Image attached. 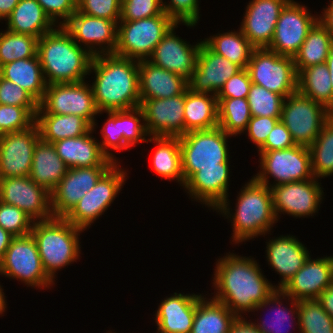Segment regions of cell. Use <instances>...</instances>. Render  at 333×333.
<instances>
[{"mask_svg": "<svg viewBox=\"0 0 333 333\" xmlns=\"http://www.w3.org/2000/svg\"><path fill=\"white\" fill-rule=\"evenodd\" d=\"M212 298L224 303L237 317L253 312L275 291L253 257L226 253L215 263Z\"/></svg>", "mask_w": 333, "mask_h": 333, "instance_id": "obj_1", "label": "cell"}, {"mask_svg": "<svg viewBox=\"0 0 333 333\" xmlns=\"http://www.w3.org/2000/svg\"><path fill=\"white\" fill-rule=\"evenodd\" d=\"M98 111L127 110L140 106L139 61L115 54L93 56L90 74Z\"/></svg>", "mask_w": 333, "mask_h": 333, "instance_id": "obj_2", "label": "cell"}, {"mask_svg": "<svg viewBox=\"0 0 333 333\" xmlns=\"http://www.w3.org/2000/svg\"><path fill=\"white\" fill-rule=\"evenodd\" d=\"M236 198L235 211L231 209L228 197L215 210L232 223V242L239 246L258 236L272 235L273 225L278 221L273 210L271 189L252 177Z\"/></svg>", "mask_w": 333, "mask_h": 333, "instance_id": "obj_3", "label": "cell"}, {"mask_svg": "<svg viewBox=\"0 0 333 333\" xmlns=\"http://www.w3.org/2000/svg\"><path fill=\"white\" fill-rule=\"evenodd\" d=\"M37 55L47 85L85 81L93 58L64 26H56L38 39Z\"/></svg>", "mask_w": 333, "mask_h": 333, "instance_id": "obj_4", "label": "cell"}, {"mask_svg": "<svg viewBox=\"0 0 333 333\" xmlns=\"http://www.w3.org/2000/svg\"><path fill=\"white\" fill-rule=\"evenodd\" d=\"M84 231L65 218L34 221L31 234L36 240L44 270L53 281L57 271L79 259V239Z\"/></svg>", "mask_w": 333, "mask_h": 333, "instance_id": "obj_5", "label": "cell"}, {"mask_svg": "<svg viewBox=\"0 0 333 333\" xmlns=\"http://www.w3.org/2000/svg\"><path fill=\"white\" fill-rule=\"evenodd\" d=\"M231 137L219 126L180 136L184 181L201 168L220 167V163L230 162L228 139Z\"/></svg>", "mask_w": 333, "mask_h": 333, "instance_id": "obj_6", "label": "cell"}, {"mask_svg": "<svg viewBox=\"0 0 333 333\" xmlns=\"http://www.w3.org/2000/svg\"><path fill=\"white\" fill-rule=\"evenodd\" d=\"M176 23L168 15L135 21H119L114 54L129 59L148 60L156 45Z\"/></svg>", "mask_w": 333, "mask_h": 333, "instance_id": "obj_7", "label": "cell"}, {"mask_svg": "<svg viewBox=\"0 0 333 333\" xmlns=\"http://www.w3.org/2000/svg\"><path fill=\"white\" fill-rule=\"evenodd\" d=\"M0 275L23 282L27 287L45 290L55 282L47 275L32 234L12 239L3 259L0 261ZM45 288V289H43Z\"/></svg>", "mask_w": 333, "mask_h": 333, "instance_id": "obj_8", "label": "cell"}, {"mask_svg": "<svg viewBox=\"0 0 333 333\" xmlns=\"http://www.w3.org/2000/svg\"><path fill=\"white\" fill-rule=\"evenodd\" d=\"M258 155L260 170L253 178L269 188L314 178L309 147L295 145L282 150L258 152ZM270 178H273V183Z\"/></svg>", "mask_w": 333, "mask_h": 333, "instance_id": "obj_9", "label": "cell"}, {"mask_svg": "<svg viewBox=\"0 0 333 333\" xmlns=\"http://www.w3.org/2000/svg\"><path fill=\"white\" fill-rule=\"evenodd\" d=\"M332 116L326 107L296 91L285 98L280 120L296 145L309 147Z\"/></svg>", "mask_w": 333, "mask_h": 333, "instance_id": "obj_10", "label": "cell"}, {"mask_svg": "<svg viewBox=\"0 0 333 333\" xmlns=\"http://www.w3.org/2000/svg\"><path fill=\"white\" fill-rule=\"evenodd\" d=\"M114 163L97 181L96 185L78 201L65 219L83 230L91 227L111 206L122 191L128 177L127 170Z\"/></svg>", "mask_w": 333, "mask_h": 333, "instance_id": "obj_11", "label": "cell"}, {"mask_svg": "<svg viewBox=\"0 0 333 333\" xmlns=\"http://www.w3.org/2000/svg\"><path fill=\"white\" fill-rule=\"evenodd\" d=\"M87 83V80H85L47 85L37 113L74 114L84 118L95 130L98 124L96 122L97 115L104 113L98 111L92 86Z\"/></svg>", "mask_w": 333, "mask_h": 333, "instance_id": "obj_12", "label": "cell"}, {"mask_svg": "<svg viewBox=\"0 0 333 333\" xmlns=\"http://www.w3.org/2000/svg\"><path fill=\"white\" fill-rule=\"evenodd\" d=\"M246 69L253 84L284 98L297 91L298 74L293 57L281 56L267 48H255Z\"/></svg>", "mask_w": 333, "mask_h": 333, "instance_id": "obj_13", "label": "cell"}, {"mask_svg": "<svg viewBox=\"0 0 333 333\" xmlns=\"http://www.w3.org/2000/svg\"><path fill=\"white\" fill-rule=\"evenodd\" d=\"M305 4L290 0L281 10L273 39L267 49L281 56L293 57L298 53L309 30L318 21Z\"/></svg>", "mask_w": 333, "mask_h": 333, "instance_id": "obj_14", "label": "cell"}, {"mask_svg": "<svg viewBox=\"0 0 333 333\" xmlns=\"http://www.w3.org/2000/svg\"><path fill=\"white\" fill-rule=\"evenodd\" d=\"M318 181L313 178L270 187L277 221L282 214L305 218L318 213L324 199V188Z\"/></svg>", "mask_w": 333, "mask_h": 333, "instance_id": "obj_15", "label": "cell"}, {"mask_svg": "<svg viewBox=\"0 0 333 333\" xmlns=\"http://www.w3.org/2000/svg\"><path fill=\"white\" fill-rule=\"evenodd\" d=\"M0 201L18 207L34 221L53 218L51 193L29 176L0 178Z\"/></svg>", "mask_w": 333, "mask_h": 333, "instance_id": "obj_16", "label": "cell"}, {"mask_svg": "<svg viewBox=\"0 0 333 333\" xmlns=\"http://www.w3.org/2000/svg\"><path fill=\"white\" fill-rule=\"evenodd\" d=\"M64 27L74 41L92 55L114 54L117 45V23L76 11Z\"/></svg>", "mask_w": 333, "mask_h": 333, "instance_id": "obj_17", "label": "cell"}, {"mask_svg": "<svg viewBox=\"0 0 333 333\" xmlns=\"http://www.w3.org/2000/svg\"><path fill=\"white\" fill-rule=\"evenodd\" d=\"M41 139L38 125L0 137V178L29 176L33 153Z\"/></svg>", "mask_w": 333, "mask_h": 333, "instance_id": "obj_18", "label": "cell"}, {"mask_svg": "<svg viewBox=\"0 0 333 333\" xmlns=\"http://www.w3.org/2000/svg\"><path fill=\"white\" fill-rule=\"evenodd\" d=\"M185 91L168 99L140 100L149 136L180 137L185 135Z\"/></svg>", "mask_w": 333, "mask_h": 333, "instance_id": "obj_19", "label": "cell"}, {"mask_svg": "<svg viewBox=\"0 0 333 333\" xmlns=\"http://www.w3.org/2000/svg\"><path fill=\"white\" fill-rule=\"evenodd\" d=\"M181 24L174 25L156 45L150 62L182 76L187 81L190 79L194 69L196 68L198 53L203 42L202 39L196 44L181 39L176 35L175 29Z\"/></svg>", "mask_w": 333, "mask_h": 333, "instance_id": "obj_20", "label": "cell"}, {"mask_svg": "<svg viewBox=\"0 0 333 333\" xmlns=\"http://www.w3.org/2000/svg\"><path fill=\"white\" fill-rule=\"evenodd\" d=\"M333 283V255L313 259L311 255L303 267L280 288L296 301L318 299Z\"/></svg>", "mask_w": 333, "mask_h": 333, "instance_id": "obj_21", "label": "cell"}, {"mask_svg": "<svg viewBox=\"0 0 333 333\" xmlns=\"http://www.w3.org/2000/svg\"><path fill=\"white\" fill-rule=\"evenodd\" d=\"M290 0H251L241 21V32L255 48H267L281 10Z\"/></svg>", "mask_w": 333, "mask_h": 333, "instance_id": "obj_22", "label": "cell"}, {"mask_svg": "<svg viewBox=\"0 0 333 333\" xmlns=\"http://www.w3.org/2000/svg\"><path fill=\"white\" fill-rule=\"evenodd\" d=\"M241 70L239 65L214 53L202 42L196 68L187 81L188 89L195 93L216 95L224 83Z\"/></svg>", "mask_w": 333, "mask_h": 333, "instance_id": "obj_23", "label": "cell"}, {"mask_svg": "<svg viewBox=\"0 0 333 333\" xmlns=\"http://www.w3.org/2000/svg\"><path fill=\"white\" fill-rule=\"evenodd\" d=\"M230 162L220 163V167L201 168L193 173L183 186L192 201L215 211L229 198ZM212 208V209H211Z\"/></svg>", "mask_w": 333, "mask_h": 333, "instance_id": "obj_24", "label": "cell"}, {"mask_svg": "<svg viewBox=\"0 0 333 333\" xmlns=\"http://www.w3.org/2000/svg\"><path fill=\"white\" fill-rule=\"evenodd\" d=\"M267 263L280 275L276 289L282 288L303 267L310 253L296 236L280 235L266 242Z\"/></svg>", "mask_w": 333, "mask_h": 333, "instance_id": "obj_25", "label": "cell"}, {"mask_svg": "<svg viewBox=\"0 0 333 333\" xmlns=\"http://www.w3.org/2000/svg\"><path fill=\"white\" fill-rule=\"evenodd\" d=\"M202 294L174 292L162 299L155 311L157 333H190L196 306ZM155 332V333H156Z\"/></svg>", "mask_w": 333, "mask_h": 333, "instance_id": "obj_26", "label": "cell"}, {"mask_svg": "<svg viewBox=\"0 0 333 333\" xmlns=\"http://www.w3.org/2000/svg\"><path fill=\"white\" fill-rule=\"evenodd\" d=\"M93 128L86 134L75 138H66L54 143L58 156L68 168L112 166L115 162L110 160L101 150L100 141L94 138Z\"/></svg>", "mask_w": 333, "mask_h": 333, "instance_id": "obj_27", "label": "cell"}, {"mask_svg": "<svg viewBox=\"0 0 333 333\" xmlns=\"http://www.w3.org/2000/svg\"><path fill=\"white\" fill-rule=\"evenodd\" d=\"M188 88L187 80L156 66L149 60L139 61L140 100L168 99L182 94Z\"/></svg>", "mask_w": 333, "mask_h": 333, "instance_id": "obj_28", "label": "cell"}, {"mask_svg": "<svg viewBox=\"0 0 333 333\" xmlns=\"http://www.w3.org/2000/svg\"><path fill=\"white\" fill-rule=\"evenodd\" d=\"M67 170L68 167L58 156L54 145L40 139L34 149L29 177L51 193Z\"/></svg>", "mask_w": 333, "mask_h": 333, "instance_id": "obj_29", "label": "cell"}, {"mask_svg": "<svg viewBox=\"0 0 333 333\" xmlns=\"http://www.w3.org/2000/svg\"><path fill=\"white\" fill-rule=\"evenodd\" d=\"M0 76L19 85L38 103L42 101L47 84L38 55L6 63L0 67Z\"/></svg>", "mask_w": 333, "mask_h": 333, "instance_id": "obj_30", "label": "cell"}, {"mask_svg": "<svg viewBox=\"0 0 333 333\" xmlns=\"http://www.w3.org/2000/svg\"><path fill=\"white\" fill-rule=\"evenodd\" d=\"M5 21L7 30L38 39L56 27L37 0H20Z\"/></svg>", "mask_w": 333, "mask_h": 333, "instance_id": "obj_31", "label": "cell"}, {"mask_svg": "<svg viewBox=\"0 0 333 333\" xmlns=\"http://www.w3.org/2000/svg\"><path fill=\"white\" fill-rule=\"evenodd\" d=\"M148 142L157 146L152 156L153 171L160 178L176 181L184 186L179 137L149 136Z\"/></svg>", "mask_w": 333, "mask_h": 333, "instance_id": "obj_32", "label": "cell"}, {"mask_svg": "<svg viewBox=\"0 0 333 333\" xmlns=\"http://www.w3.org/2000/svg\"><path fill=\"white\" fill-rule=\"evenodd\" d=\"M185 134L194 130L218 127V99L210 93H195L185 90Z\"/></svg>", "mask_w": 333, "mask_h": 333, "instance_id": "obj_33", "label": "cell"}, {"mask_svg": "<svg viewBox=\"0 0 333 333\" xmlns=\"http://www.w3.org/2000/svg\"><path fill=\"white\" fill-rule=\"evenodd\" d=\"M236 319L237 316L224 303L202 295L197 302L190 333H229Z\"/></svg>", "mask_w": 333, "mask_h": 333, "instance_id": "obj_34", "label": "cell"}, {"mask_svg": "<svg viewBox=\"0 0 333 333\" xmlns=\"http://www.w3.org/2000/svg\"><path fill=\"white\" fill-rule=\"evenodd\" d=\"M290 306V308H287L288 306L283 305V301L285 300ZM271 305V306H270ZM283 305V306H282ZM267 307H271L270 311H274L273 317H270L271 319L268 321V319L260 320L257 323L256 320L253 322L255 327L261 332V333H288L287 329L289 327H295L292 324H296L298 326V301L292 299L287 294H285L281 289H275V291L267 298L266 301H264L262 304H259L253 312H257L258 310L263 311V309H268ZM272 311V313H273ZM270 314V313H269ZM294 321H293V320ZM297 319V320H296ZM267 320V321H266ZM292 320V322H291ZM297 321V323H296ZM269 322V323H268ZM295 322V323H293ZM288 324H291L288 325Z\"/></svg>", "mask_w": 333, "mask_h": 333, "instance_id": "obj_35", "label": "cell"}, {"mask_svg": "<svg viewBox=\"0 0 333 333\" xmlns=\"http://www.w3.org/2000/svg\"><path fill=\"white\" fill-rule=\"evenodd\" d=\"M35 123L38 125L41 139L48 143L79 137L92 128L84 118L74 114L37 113Z\"/></svg>", "mask_w": 333, "mask_h": 333, "instance_id": "obj_36", "label": "cell"}, {"mask_svg": "<svg viewBox=\"0 0 333 333\" xmlns=\"http://www.w3.org/2000/svg\"><path fill=\"white\" fill-rule=\"evenodd\" d=\"M297 91L333 113V87L326 63L301 70L297 78Z\"/></svg>", "mask_w": 333, "mask_h": 333, "instance_id": "obj_37", "label": "cell"}, {"mask_svg": "<svg viewBox=\"0 0 333 333\" xmlns=\"http://www.w3.org/2000/svg\"><path fill=\"white\" fill-rule=\"evenodd\" d=\"M203 43L214 53L227 58L230 62L247 68L255 47L238 28L237 31L217 33L203 39Z\"/></svg>", "mask_w": 333, "mask_h": 333, "instance_id": "obj_38", "label": "cell"}, {"mask_svg": "<svg viewBox=\"0 0 333 333\" xmlns=\"http://www.w3.org/2000/svg\"><path fill=\"white\" fill-rule=\"evenodd\" d=\"M332 43V35L317 21L293 58L297 74L304 68L326 63Z\"/></svg>", "mask_w": 333, "mask_h": 333, "instance_id": "obj_39", "label": "cell"}, {"mask_svg": "<svg viewBox=\"0 0 333 333\" xmlns=\"http://www.w3.org/2000/svg\"><path fill=\"white\" fill-rule=\"evenodd\" d=\"M252 117L246 98L218 99V126L227 134L240 136Z\"/></svg>", "mask_w": 333, "mask_h": 333, "instance_id": "obj_40", "label": "cell"}, {"mask_svg": "<svg viewBox=\"0 0 333 333\" xmlns=\"http://www.w3.org/2000/svg\"><path fill=\"white\" fill-rule=\"evenodd\" d=\"M314 178L321 181L333 175V116L323 126L314 143L309 146Z\"/></svg>", "mask_w": 333, "mask_h": 333, "instance_id": "obj_41", "label": "cell"}, {"mask_svg": "<svg viewBox=\"0 0 333 333\" xmlns=\"http://www.w3.org/2000/svg\"><path fill=\"white\" fill-rule=\"evenodd\" d=\"M85 193L77 185V168H68L66 175L51 192L53 217L65 218Z\"/></svg>", "mask_w": 333, "mask_h": 333, "instance_id": "obj_42", "label": "cell"}, {"mask_svg": "<svg viewBox=\"0 0 333 333\" xmlns=\"http://www.w3.org/2000/svg\"><path fill=\"white\" fill-rule=\"evenodd\" d=\"M38 38L29 34L0 32V67L19 59L37 55Z\"/></svg>", "mask_w": 333, "mask_h": 333, "instance_id": "obj_43", "label": "cell"}, {"mask_svg": "<svg viewBox=\"0 0 333 333\" xmlns=\"http://www.w3.org/2000/svg\"><path fill=\"white\" fill-rule=\"evenodd\" d=\"M297 333H333V319L317 299L298 301Z\"/></svg>", "mask_w": 333, "mask_h": 333, "instance_id": "obj_44", "label": "cell"}, {"mask_svg": "<svg viewBox=\"0 0 333 333\" xmlns=\"http://www.w3.org/2000/svg\"><path fill=\"white\" fill-rule=\"evenodd\" d=\"M247 100L253 117L281 118L283 96L252 83Z\"/></svg>", "mask_w": 333, "mask_h": 333, "instance_id": "obj_45", "label": "cell"}, {"mask_svg": "<svg viewBox=\"0 0 333 333\" xmlns=\"http://www.w3.org/2000/svg\"><path fill=\"white\" fill-rule=\"evenodd\" d=\"M107 113L108 119L104 123L100 134L102 135V141L100 147L102 152L113 162L120 163L116 155H113L110 150L123 151L129 149L124 143L123 134L121 132V110L104 111ZM115 156V157H114Z\"/></svg>", "mask_w": 333, "mask_h": 333, "instance_id": "obj_46", "label": "cell"}, {"mask_svg": "<svg viewBox=\"0 0 333 333\" xmlns=\"http://www.w3.org/2000/svg\"><path fill=\"white\" fill-rule=\"evenodd\" d=\"M38 107H20L0 104L1 137L6 133L29 129L35 124Z\"/></svg>", "mask_w": 333, "mask_h": 333, "instance_id": "obj_47", "label": "cell"}, {"mask_svg": "<svg viewBox=\"0 0 333 333\" xmlns=\"http://www.w3.org/2000/svg\"><path fill=\"white\" fill-rule=\"evenodd\" d=\"M121 132L124 143L129 147L136 144L147 143L148 133L145 126L144 113L140 106L121 110Z\"/></svg>", "mask_w": 333, "mask_h": 333, "instance_id": "obj_48", "label": "cell"}, {"mask_svg": "<svg viewBox=\"0 0 333 333\" xmlns=\"http://www.w3.org/2000/svg\"><path fill=\"white\" fill-rule=\"evenodd\" d=\"M34 220L16 206L0 201V226L13 236L31 234Z\"/></svg>", "mask_w": 333, "mask_h": 333, "instance_id": "obj_49", "label": "cell"}, {"mask_svg": "<svg viewBox=\"0 0 333 333\" xmlns=\"http://www.w3.org/2000/svg\"><path fill=\"white\" fill-rule=\"evenodd\" d=\"M199 0H162L164 12L176 23L187 28L197 25L200 20Z\"/></svg>", "mask_w": 333, "mask_h": 333, "instance_id": "obj_50", "label": "cell"}, {"mask_svg": "<svg viewBox=\"0 0 333 333\" xmlns=\"http://www.w3.org/2000/svg\"><path fill=\"white\" fill-rule=\"evenodd\" d=\"M157 15H167L162 0H121L120 21H135Z\"/></svg>", "mask_w": 333, "mask_h": 333, "instance_id": "obj_51", "label": "cell"}, {"mask_svg": "<svg viewBox=\"0 0 333 333\" xmlns=\"http://www.w3.org/2000/svg\"><path fill=\"white\" fill-rule=\"evenodd\" d=\"M77 11L83 14L120 21L121 0H77Z\"/></svg>", "mask_w": 333, "mask_h": 333, "instance_id": "obj_52", "label": "cell"}, {"mask_svg": "<svg viewBox=\"0 0 333 333\" xmlns=\"http://www.w3.org/2000/svg\"><path fill=\"white\" fill-rule=\"evenodd\" d=\"M0 104L20 107H39V103L24 89L1 76Z\"/></svg>", "mask_w": 333, "mask_h": 333, "instance_id": "obj_53", "label": "cell"}, {"mask_svg": "<svg viewBox=\"0 0 333 333\" xmlns=\"http://www.w3.org/2000/svg\"><path fill=\"white\" fill-rule=\"evenodd\" d=\"M56 26H64L77 11V0H37Z\"/></svg>", "mask_w": 333, "mask_h": 333, "instance_id": "obj_54", "label": "cell"}, {"mask_svg": "<svg viewBox=\"0 0 333 333\" xmlns=\"http://www.w3.org/2000/svg\"><path fill=\"white\" fill-rule=\"evenodd\" d=\"M251 85L252 81L247 69H242L224 83L221 90L216 94V97L217 99H247Z\"/></svg>", "mask_w": 333, "mask_h": 333, "instance_id": "obj_55", "label": "cell"}, {"mask_svg": "<svg viewBox=\"0 0 333 333\" xmlns=\"http://www.w3.org/2000/svg\"><path fill=\"white\" fill-rule=\"evenodd\" d=\"M279 120L280 118L252 116L244 134H247L248 139L256 145V149L258 150L266 142L268 135Z\"/></svg>", "mask_w": 333, "mask_h": 333, "instance_id": "obj_56", "label": "cell"}, {"mask_svg": "<svg viewBox=\"0 0 333 333\" xmlns=\"http://www.w3.org/2000/svg\"><path fill=\"white\" fill-rule=\"evenodd\" d=\"M291 134L287 127L279 120L271 130L266 142L257 152H267L272 150H282L295 146Z\"/></svg>", "mask_w": 333, "mask_h": 333, "instance_id": "obj_57", "label": "cell"}, {"mask_svg": "<svg viewBox=\"0 0 333 333\" xmlns=\"http://www.w3.org/2000/svg\"><path fill=\"white\" fill-rule=\"evenodd\" d=\"M111 166H94L77 168V185L86 193L91 190L100 179V177Z\"/></svg>", "mask_w": 333, "mask_h": 333, "instance_id": "obj_58", "label": "cell"}, {"mask_svg": "<svg viewBox=\"0 0 333 333\" xmlns=\"http://www.w3.org/2000/svg\"><path fill=\"white\" fill-rule=\"evenodd\" d=\"M245 317L247 316L237 317L232 323L229 333H261L253 324V321Z\"/></svg>", "mask_w": 333, "mask_h": 333, "instance_id": "obj_59", "label": "cell"}, {"mask_svg": "<svg viewBox=\"0 0 333 333\" xmlns=\"http://www.w3.org/2000/svg\"><path fill=\"white\" fill-rule=\"evenodd\" d=\"M322 10V14L318 15V21L333 37V0H330L328 6H326Z\"/></svg>", "mask_w": 333, "mask_h": 333, "instance_id": "obj_60", "label": "cell"}, {"mask_svg": "<svg viewBox=\"0 0 333 333\" xmlns=\"http://www.w3.org/2000/svg\"><path fill=\"white\" fill-rule=\"evenodd\" d=\"M317 300L333 319V283L320 294Z\"/></svg>", "mask_w": 333, "mask_h": 333, "instance_id": "obj_61", "label": "cell"}, {"mask_svg": "<svg viewBox=\"0 0 333 333\" xmlns=\"http://www.w3.org/2000/svg\"><path fill=\"white\" fill-rule=\"evenodd\" d=\"M20 0H0V20H6Z\"/></svg>", "mask_w": 333, "mask_h": 333, "instance_id": "obj_62", "label": "cell"}, {"mask_svg": "<svg viewBox=\"0 0 333 333\" xmlns=\"http://www.w3.org/2000/svg\"><path fill=\"white\" fill-rule=\"evenodd\" d=\"M15 236H13L10 232L4 230L0 226V261L3 259L6 250L8 249L12 239Z\"/></svg>", "mask_w": 333, "mask_h": 333, "instance_id": "obj_63", "label": "cell"}, {"mask_svg": "<svg viewBox=\"0 0 333 333\" xmlns=\"http://www.w3.org/2000/svg\"><path fill=\"white\" fill-rule=\"evenodd\" d=\"M326 64L328 66L329 74H330V81L332 82L333 87V43L329 49V54L326 59Z\"/></svg>", "mask_w": 333, "mask_h": 333, "instance_id": "obj_64", "label": "cell"}, {"mask_svg": "<svg viewBox=\"0 0 333 333\" xmlns=\"http://www.w3.org/2000/svg\"><path fill=\"white\" fill-rule=\"evenodd\" d=\"M2 287L3 286L0 285V315H1V317L4 316L2 314H4V312L7 309V300H6L5 293L3 292L4 289Z\"/></svg>", "mask_w": 333, "mask_h": 333, "instance_id": "obj_65", "label": "cell"}, {"mask_svg": "<svg viewBox=\"0 0 333 333\" xmlns=\"http://www.w3.org/2000/svg\"><path fill=\"white\" fill-rule=\"evenodd\" d=\"M106 333H117V332H112V331L110 330V331H108V332H106Z\"/></svg>", "mask_w": 333, "mask_h": 333, "instance_id": "obj_66", "label": "cell"}]
</instances>
